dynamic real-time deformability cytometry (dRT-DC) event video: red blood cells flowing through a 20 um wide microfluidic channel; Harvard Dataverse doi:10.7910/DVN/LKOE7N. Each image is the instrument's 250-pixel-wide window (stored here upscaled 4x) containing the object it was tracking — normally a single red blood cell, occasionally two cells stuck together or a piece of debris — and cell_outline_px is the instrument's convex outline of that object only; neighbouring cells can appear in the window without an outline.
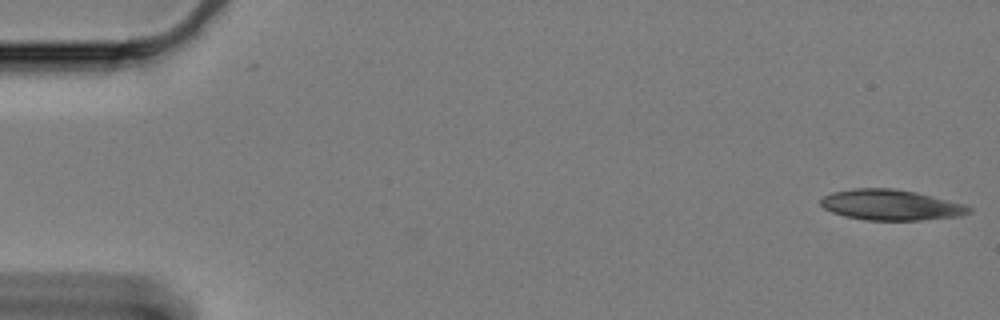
{"species": "Egyptian fruit bat (a non-hibernating species)", "species_latin": "Rousettus aegyptiacus", "temperature_condition": "cold", "stored_images_in_passage": 3, "camera_frame_rate_fps": 3000, "um_per_image_px": 0.085, "animal": {"sex": "female"}, "frame": {"image": 1, "passage_image": 3, "time_ms": 0.667, "image_size_px": [1000, 320], "cell_outline_px": [[972, 212], [960, 216], [920, 220], [868, 220], [844, 216], [832, 212], [824, 208], [820, 204], [820, 200], [824, 196], [832, 192], [852, 188], [892, 188], [916, 192], [964, 204], [972, 208]], "centroid_in_image_um": [75.72, 17.42], "position_along_channel_um": 9.3, "area_um2": 26.41}}